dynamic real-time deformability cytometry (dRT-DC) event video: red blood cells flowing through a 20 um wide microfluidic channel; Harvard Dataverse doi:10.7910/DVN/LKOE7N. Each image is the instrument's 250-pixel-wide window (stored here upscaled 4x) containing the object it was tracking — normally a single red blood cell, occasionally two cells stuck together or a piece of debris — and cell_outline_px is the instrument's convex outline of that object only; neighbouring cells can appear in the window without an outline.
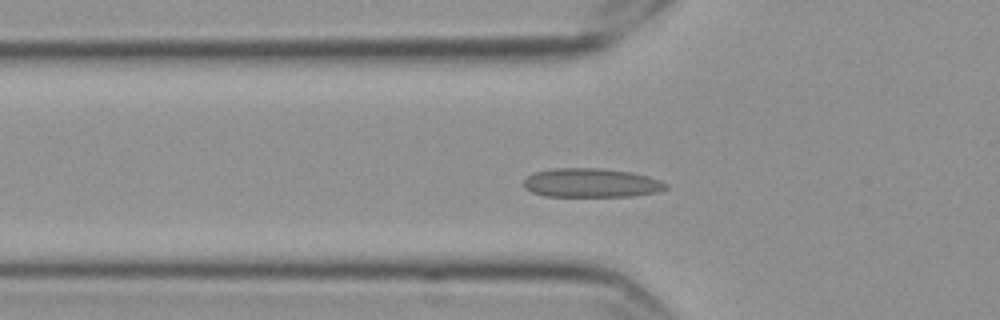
{"species": "Egyptian fruit bat (a non-hibernating species)", "species_latin": "Rousettus aegyptiacus", "temperature_condition": "cold", "stored_images_in_passage": 55, "camera_frame_rate_fps": 3000, "um_per_image_px": 0.085, "frame": {"image": 1, "passage_image": 16, "time_ms": 5.0, "image_size_px": [1000, 320], "cell_outline_px": [[668, 188], [660, 192], [632, 196], [544, 196], [532, 192], [524, 188], [524, 180], [532, 172], [552, 168], [600, 168], [632, 172], [648, 176], [660, 180], [668, 184]], "centroid_in_image_um": [50.27, 15.54], "position_along_channel_um": 75.5, "area_um2": 24.28}}
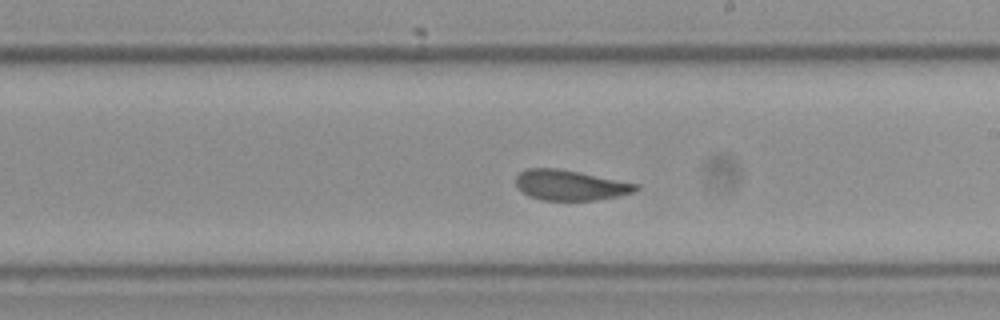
{"frame": {"image": 2, "passage_image": 30, "time_ms": 9.667, "image_size_px": [1000, 320], "cell_outline_px": [[640, 188], [632, 192], [620, 196], [596, 200], [540, 200], [528, 196], [516, 184], [516, 176], [520, 172], [528, 168], [556, 168], [580, 172], [640, 184]], "centroid_in_image_um": [48.49, 15.74], "position_along_channel_um": 240.5, "area_um2": 21.21}}
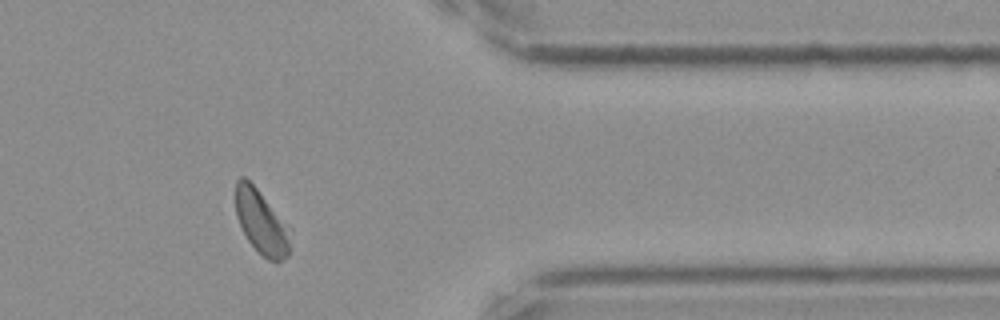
{"frame": {"image": 3, "passage_image": 44, "time_ms": 14.333, "image_size_px": [1000, 320], "cell_outline_px": [[288, 256], [276, 264], [268, 260], [248, 240], [236, 216], [236, 180], [240, 176], [244, 176], [256, 188], [284, 228], [288, 244]], "centroid_in_image_um": [22.1, 18.9], "position_along_channel_um": 389.3, "area_um2": 18.67}, "authors_computed_cell_mechanics": {"area_um2": 22.0796, "velocity_mm_per_s": 3.526, "shape_relaxation_time_tau1_ms": null, "shape_relaxation_time_tau2_ms": 1.6725, "deformation_change_tau1": null, "deformation_change_tau2": 0.0493}}